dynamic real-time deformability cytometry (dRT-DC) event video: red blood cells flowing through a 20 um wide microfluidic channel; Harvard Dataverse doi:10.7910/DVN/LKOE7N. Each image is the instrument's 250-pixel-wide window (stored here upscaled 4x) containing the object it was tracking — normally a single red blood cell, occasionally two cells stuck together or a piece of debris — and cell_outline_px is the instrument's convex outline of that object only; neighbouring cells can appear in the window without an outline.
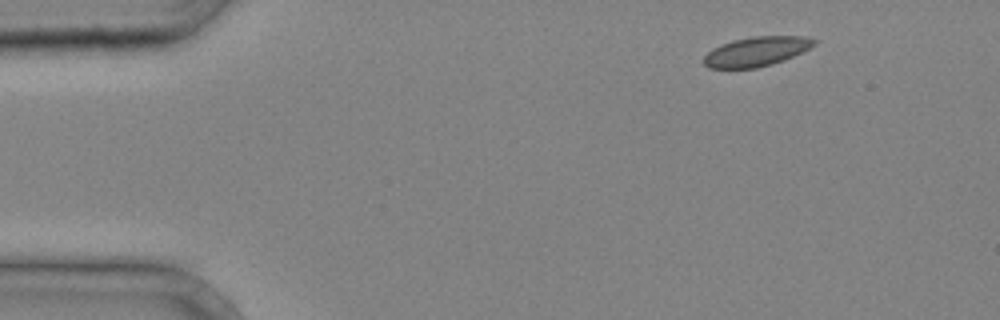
{"species": "common noctule bat (a hibernating species)", "species_latin": "Nyctalus noctula", "temperature_condition": "cold", "stored_images_in_passage": 3, "camera_frame_rate_fps": 3000, "um_per_image_px": 0.085, "animal": {"sex": "male", "body_mass_g": 20.4}, "frame": {"image": 1, "passage_image": 1, "time_ms": 0.0, "image_size_px": [1000, 320], "cell_outline_px": [[816, 44], [784, 60], [772, 64], [756, 68], [708, 68], [704, 64], [704, 56], [712, 48], [720, 44], [732, 40], [752, 36], [804, 36], [816, 40]], "centroid_in_image_um": [64.25, 4.37], "position_along_channel_um": 20.7, "area_um2": 18.9}}
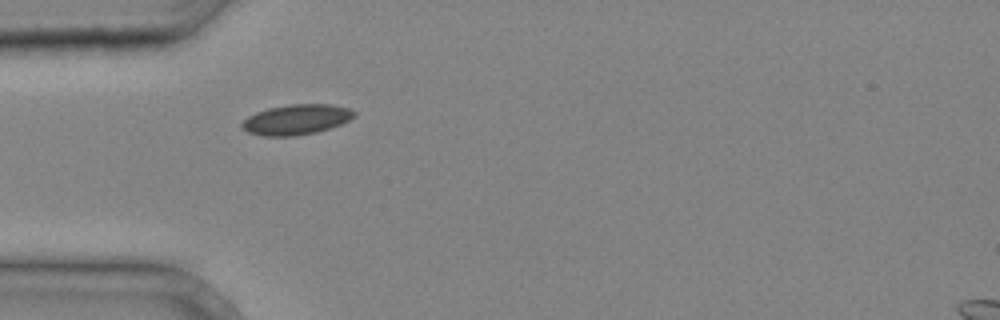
{"frame": {"image": 2, "passage_image": 3, "time_ms": 0.667, "image_size_px": [1000, 320], "cell_outline_px": [[356, 116], [340, 124], [316, 132], [296, 136], [260, 136], [248, 132], [240, 128], [240, 124], [248, 116], [256, 112], [268, 108], [288, 104], [332, 104], [348, 108], [356, 112]], "centroid_in_image_um": [25.16, 10.16], "position_along_channel_um": 59.8, "area_um2": 19.88}}